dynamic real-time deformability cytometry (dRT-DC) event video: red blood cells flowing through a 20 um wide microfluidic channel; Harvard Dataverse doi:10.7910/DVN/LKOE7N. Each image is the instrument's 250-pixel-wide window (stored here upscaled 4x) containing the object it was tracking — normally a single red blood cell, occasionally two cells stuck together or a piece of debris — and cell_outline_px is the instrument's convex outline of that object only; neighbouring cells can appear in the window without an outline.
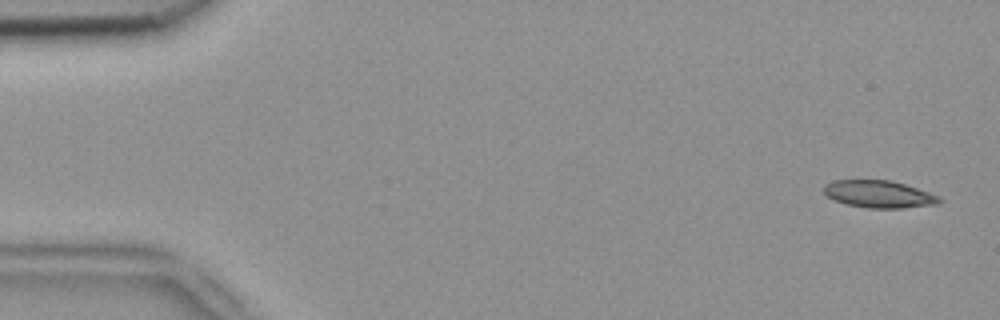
{"species": "common noctule bat (a hibernating species)", "species_latin": "Nyctalus noctula", "temperature_condition": "room temperature", "stored_images_in_passage": 5, "camera_frame_rate_fps": 3000, "um_per_image_px": 0.085, "animal": {"sex": "female", "body_mass_g": 18.4}, "frame": {"image": 1, "passage_image": 1, "time_ms": 0.0, "image_size_px": [1000, 320], "cell_outline_px": [[944, 200], [940, 204], [900, 208], [868, 208], [848, 204], [836, 200], [828, 196], [824, 192], [824, 184], [832, 180], [892, 180], [940, 196]], "centroid_in_image_um": [74.75, 16.5], "position_along_channel_um": 10.3, "area_um2": 18.32}}
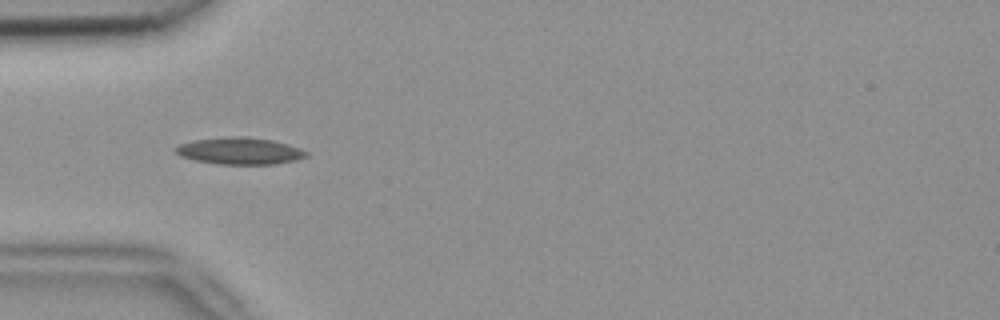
{"frame": {"image": 2, "passage_image": 5, "time_ms": 1.333, "image_size_px": [1000, 320], "cell_outline_px": [[308, 156], [296, 160], [272, 164], [216, 164], [196, 160], [180, 156], [172, 148], [180, 144], [192, 140], [224, 136], [248, 136], [272, 140], [288, 144], [300, 148], [308, 152]], "centroid_in_image_um": [20.36, 12.81], "position_along_channel_um": 64.6, "area_um2": 20.69}}